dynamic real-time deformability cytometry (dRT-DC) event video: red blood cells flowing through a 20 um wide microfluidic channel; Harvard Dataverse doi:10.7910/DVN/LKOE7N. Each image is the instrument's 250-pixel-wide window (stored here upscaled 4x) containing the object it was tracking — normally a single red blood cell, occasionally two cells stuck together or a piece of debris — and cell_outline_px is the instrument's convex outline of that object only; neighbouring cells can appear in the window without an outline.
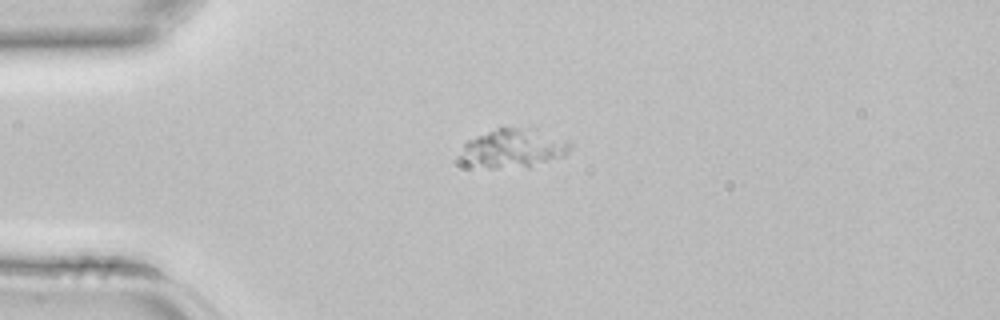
{"species": "common noctule bat (a hibernating species)", "species_latin": "Nyctalus noctula", "temperature_condition": "room temperature", "stored_images_in_passage": 2, "camera_frame_rate_fps": 3000, "um_per_image_px": 0.085, "animal": {"sex": "female", "body_mass_g": 22.7, "forearm_length_mm": 54.2}, "frame": {"image": 1, "passage_image": 1, "time_ms": 0.0, "image_size_px": [1000, 320], "cell_outline_px": [[572, 144], [568, 152], [564, 156], [528, 168], [488, 168], [464, 164], [460, 156], [464, 144], [468, 140], [488, 132], [500, 128], [536, 128], [568, 140]], "centroid_in_image_um": [43.68, 12.63], "position_along_channel_um": 41.3, "area_um2": 25.09}}
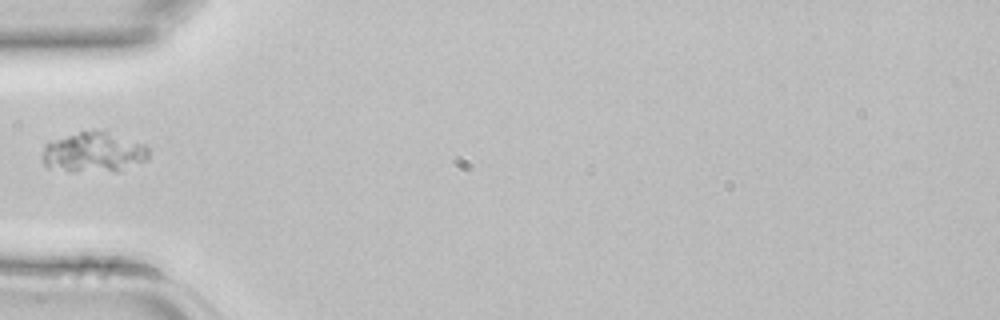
{"frame": {"image": 2, "passage_image": 2, "time_ms": 0.333, "image_size_px": [1000, 320], "cell_outline_px": [[148, 160], [116, 168], [48, 168], [44, 164], [40, 156], [44, 144], [92, 128], [108, 132], [144, 144], [148, 148]], "centroid_in_image_um": [7.92, 12.85], "position_along_channel_um": 77.1, "area_um2": 23.24}}